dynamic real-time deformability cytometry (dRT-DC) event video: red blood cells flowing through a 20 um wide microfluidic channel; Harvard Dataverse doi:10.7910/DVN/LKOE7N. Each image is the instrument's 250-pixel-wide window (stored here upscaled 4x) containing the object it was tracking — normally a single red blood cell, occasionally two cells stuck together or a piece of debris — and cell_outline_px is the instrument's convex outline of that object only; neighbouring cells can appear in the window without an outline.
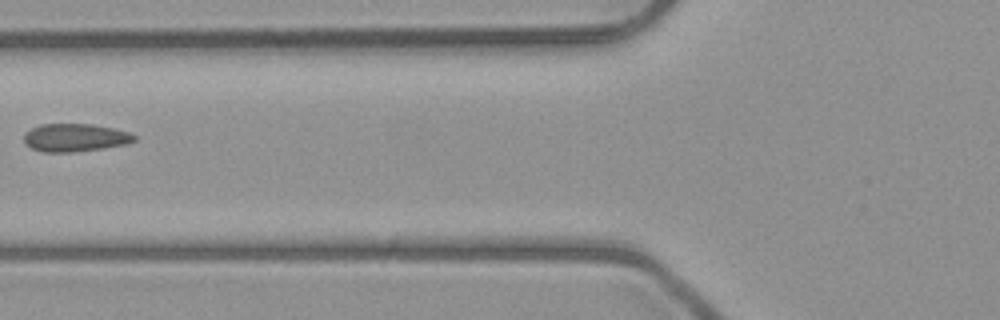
{"species": "common noctule bat (a hibernating species)", "species_latin": "Nyctalus noctula", "temperature_condition": "room temperature", "stored_images_in_passage": 6, "camera_frame_rate_fps": 3000, "um_per_image_px": 0.085, "animal": {"sex": "male", "body_mass_g": 23.1, "forearm_length_mm": 52.7}, "frame": {"image": 1, "passage_image": 5, "time_ms": 4.667, "image_size_px": [1000, 320], "cell_outline_px": [[136, 140], [128, 144], [104, 148], [72, 152], [44, 152], [32, 148], [24, 144], [24, 132], [40, 124], [92, 124], [132, 132], [136, 136]], "centroid_in_image_um": [6.4, 11.7], "position_along_channel_um": 119.4, "area_um2": 18.15}}
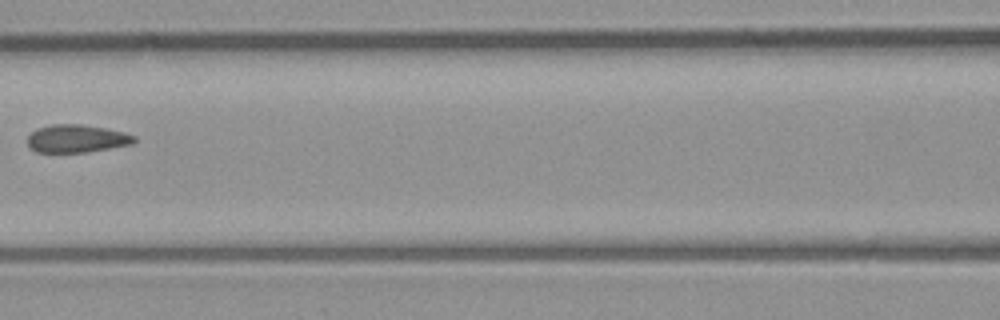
{"frame": {"image": 2, "passage_image": 6, "time_ms": 5.667, "image_size_px": [1000, 320], "cell_outline_px": [[136, 140], [132, 144], [84, 152], [36, 152], [28, 144], [28, 136], [36, 128], [52, 124], [84, 124], [124, 132], [136, 136]], "centroid_in_image_um": [6.51, 11.77], "position_along_channel_um": 160.1, "area_um2": 17.22}}